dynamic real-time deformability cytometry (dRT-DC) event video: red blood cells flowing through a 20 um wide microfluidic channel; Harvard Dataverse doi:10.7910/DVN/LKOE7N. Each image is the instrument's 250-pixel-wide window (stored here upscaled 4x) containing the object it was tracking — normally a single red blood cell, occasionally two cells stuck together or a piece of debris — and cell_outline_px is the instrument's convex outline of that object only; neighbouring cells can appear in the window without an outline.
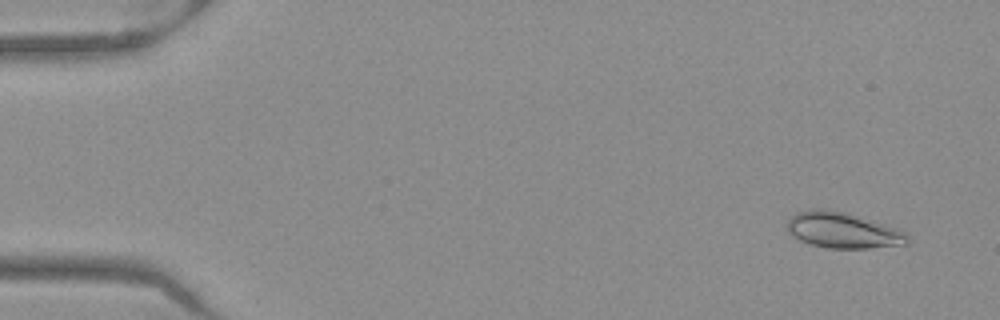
{"species": "Egyptian fruit bat (a non-hibernating species)", "species_latin": "Rousettus aegyptiacus", "temperature_condition": "warm", "stored_images_in_passage": 49, "camera_frame_rate_fps": 3000, "um_per_image_px": 0.085, "frame": {"image": 1, "passage_image": 1, "time_ms": 0.0, "image_size_px": [1000, 320], "cell_outline_px": [[908, 244], [868, 248], [828, 248], [812, 244], [800, 240], [792, 236], [788, 232], [788, 220], [796, 212], [812, 208], [828, 208], [844, 212], [900, 228], [908, 236]], "centroid_in_image_um": [71.64, 19.56], "position_along_channel_um": 13.4, "area_um2": 25.2}}
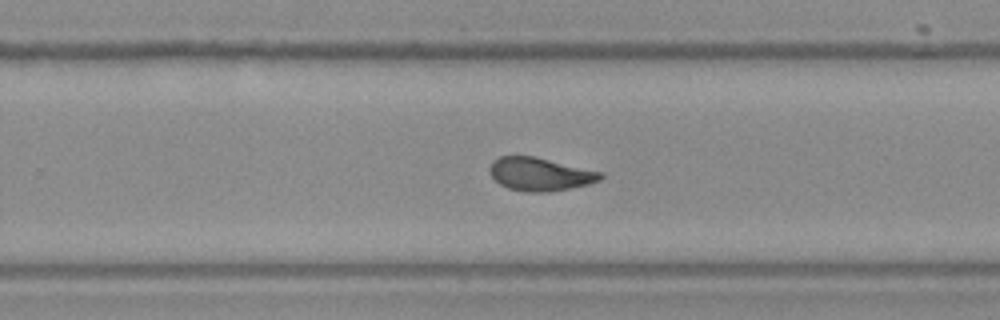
{"frame": {"image": 2, "passage_image": 31, "time_ms": 10.0, "image_size_px": [1000, 320], "cell_outline_px": [[604, 176], [600, 180], [588, 184], [548, 192], [528, 192], [508, 188], [500, 184], [488, 172], [488, 168], [492, 160], [500, 156], [532, 156], [604, 172]], "centroid_in_image_um": [45.88, 14.8], "position_along_channel_um": 283.9, "area_um2": 21.39}}
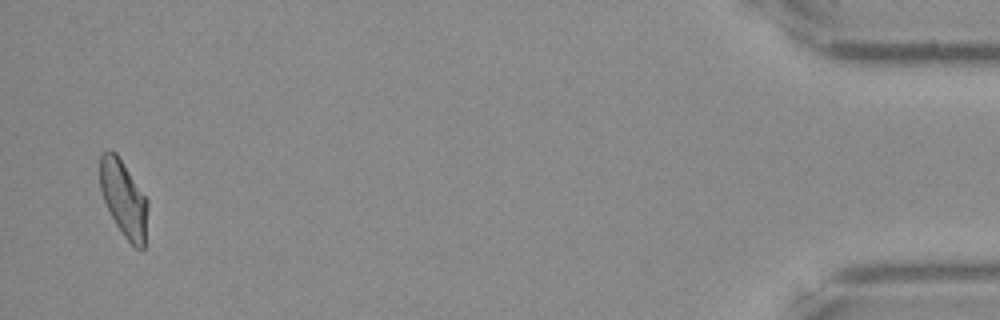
{"frame": {"image": 3, "passage_image": 48, "time_ms": 15.667, "image_size_px": [1000, 320], "cell_outline_px": [[148, 208], [144, 248], [136, 248], [124, 236], [116, 224], [104, 200], [100, 188], [100, 156], [104, 152], [116, 152], [148, 200]], "centroid_in_image_um": [10.53, 16.89], "position_along_channel_um": 424.7, "area_um2": 20.87}, "authors_computed_cell_mechanics": {"area_um2": 21.7906, "velocity_mm_per_s": 3.9581, "shape_relaxation_time_tau1_ms": 6.5707, "shape_relaxation_time_tau2_ms": 1.4278, "deformation_change_tau1": 0.1744, "deformation_change_tau2": 0.063}}